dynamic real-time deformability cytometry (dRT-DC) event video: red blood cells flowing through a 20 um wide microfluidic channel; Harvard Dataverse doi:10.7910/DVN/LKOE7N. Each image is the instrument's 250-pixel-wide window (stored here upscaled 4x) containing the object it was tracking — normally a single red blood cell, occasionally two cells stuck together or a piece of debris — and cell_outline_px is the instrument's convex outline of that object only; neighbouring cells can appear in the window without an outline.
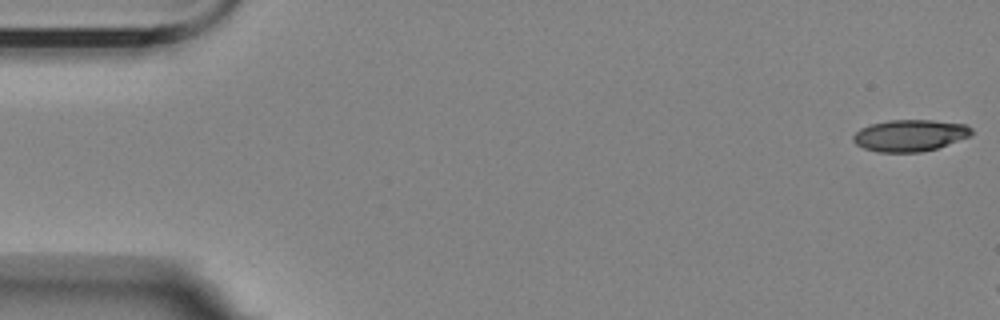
{"species": "Egyptian fruit bat (a non-hibernating species)", "species_latin": "Rousettus aegyptiacus", "temperature_condition": "room temperature", "stored_images_in_passage": 4, "camera_frame_rate_fps": 3000, "um_per_image_px": 0.085, "animal": {"sex": "female"}, "frame": {"image": 1, "passage_image": 1, "time_ms": 0.0, "image_size_px": [1000, 320], "cell_outline_px": [[972, 136], [936, 148], [920, 152], [876, 152], [864, 148], [856, 144], [852, 140], [852, 136], [860, 128], [872, 124], [888, 120], [932, 120], [964, 124], [972, 128]], "centroid_in_image_um": [77.34, 11.51], "position_along_channel_um": 7.7, "area_um2": 21.85}}